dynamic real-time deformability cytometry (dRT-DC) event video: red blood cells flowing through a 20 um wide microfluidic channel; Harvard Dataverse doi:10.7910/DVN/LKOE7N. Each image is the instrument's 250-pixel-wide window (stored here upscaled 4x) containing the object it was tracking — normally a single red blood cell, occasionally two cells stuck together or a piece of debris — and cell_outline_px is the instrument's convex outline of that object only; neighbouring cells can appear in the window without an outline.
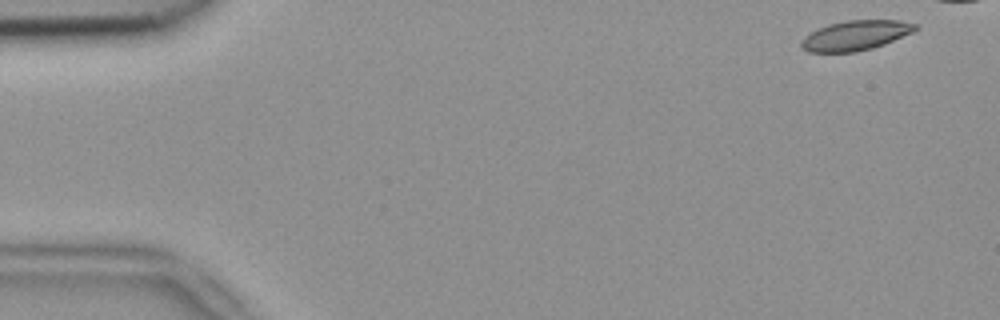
{"species": "common noctule bat (a hibernating species)", "species_latin": "Nyctalus noctula", "temperature_condition": "room temperature", "stored_images_in_passage": 9, "segment_of_instrument_passage": [1, 2], "camera_frame_rate_fps": 3000, "um_per_image_px": 0.085, "animal": {"sex": "female", "body_mass_g": 18.4}, "frame": {"image": 1, "passage_image": 1, "time_ms": 0.0, "image_size_px": [1000, 320], "cell_outline_px": [[920, 28], [912, 32], [884, 44], [872, 48], [856, 52], [808, 52], [800, 48], [800, 40], [804, 36], [828, 24], [848, 20], [900, 20], [916, 24]], "centroid_in_image_um": [72.7, 3.01], "position_along_channel_um": 12.3, "area_um2": 19.83}}
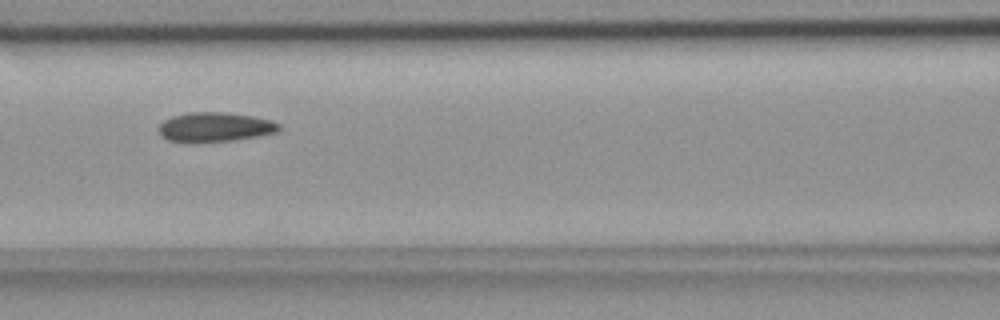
{"frame": {"image": 2, "passage_image": 7, "time_ms": 2.0, "image_size_px": [1000, 320], "cell_outline_px": [[284, 128], [276, 132], [260, 136], [236, 140], [168, 140], [160, 136], [160, 124], [164, 120], [172, 116], [188, 112], [228, 112], [252, 116], [272, 120], [280, 124]], "centroid_in_image_um": [18.36, 10.76], "position_along_channel_um": 148.2, "area_um2": 20.29}}
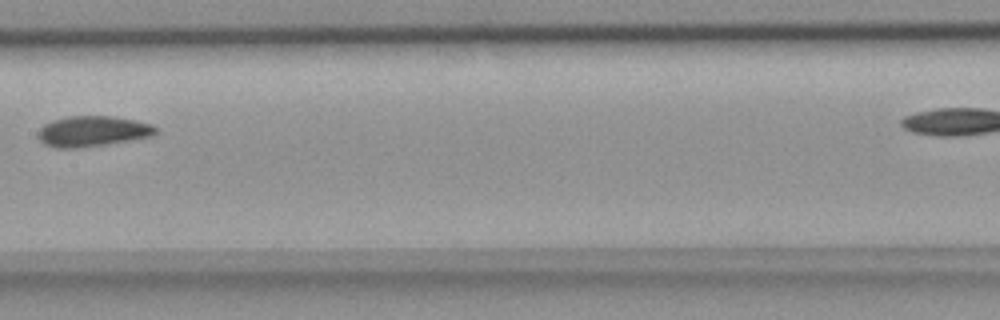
{"frame": {"image": 3, "passage_image": 8, "time_ms": 2.333, "image_size_px": [1000, 320], "cell_outline_px": [[156, 132], [152, 136], [104, 144], [76, 148], [56, 148], [44, 144], [40, 140], [40, 128], [44, 124], [52, 120], [68, 116], [112, 116], [136, 120], [152, 124], [156, 128]], "centroid_in_image_um": [7.86, 11.14], "position_along_channel_um": 199.5, "area_um2": 20.69}}